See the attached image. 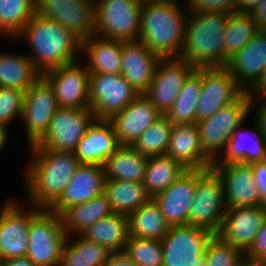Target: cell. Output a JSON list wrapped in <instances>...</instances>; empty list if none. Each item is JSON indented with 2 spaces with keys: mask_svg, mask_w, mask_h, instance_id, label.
<instances>
[{
  "mask_svg": "<svg viewBox=\"0 0 266 266\" xmlns=\"http://www.w3.org/2000/svg\"><path fill=\"white\" fill-rule=\"evenodd\" d=\"M32 162L24 170L29 205L49 209L63 194L80 165L74 152L29 148Z\"/></svg>",
  "mask_w": 266,
  "mask_h": 266,
  "instance_id": "6da1fadb",
  "label": "cell"
},
{
  "mask_svg": "<svg viewBox=\"0 0 266 266\" xmlns=\"http://www.w3.org/2000/svg\"><path fill=\"white\" fill-rule=\"evenodd\" d=\"M181 6L177 0L143 1L138 40L161 59L181 55L188 16Z\"/></svg>",
  "mask_w": 266,
  "mask_h": 266,
  "instance_id": "7a4b0ae2",
  "label": "cell"
},
{
  "mask_svg": "<svg viewBox=\"0 0 266 266\" xmlns=\"http://www.w3.org/2000/svg\"><path fill=\"white\" fill-rule=\"evenodd\" d=\"M19 38L25 39L31 46L32 54L28 56L42 74L76 62L81 52V41L66 27L37 13L16 37Z\"/></svg>",
  "mask_w": 266,
  "mask_h": 266,
  "instance_id": "3957f363",
  "label": "cell"
},
{
  "mask_svg": "<svg viewBox=\"0 0 266 266\" xmlns=\"http://www.w3.org/2000/svg\"><path fill=\"white\" fill-rule=\"evenodd\" d=\"M229 13H190L180 60L197 68L224 67V35Z\"/></svg>",
  "mask_w": 266,
  "mask_h": 266,
  "instance_id": "277c9868",
  "label": "cell"
},
{
  "mask_svg": "<svg viewBox=\"0 0 266 266\" xmlns=\"http://www.w3.org/2000/svg\"><path fill=\"white\" fill-rule=\"evenodd\" d=\"M251 100L244 92L237 100L224 106L211 117L196 122L204 152L215 162L225 151L236 129L251 113Z\"/></svg>",
  "mask_w": 266,
  "mask_h": 266,
  "instance_id": "5b68a950",
  "label": "cell"
},
{
  "mask_svg": "<svg viewBox=\"0 0 266 266\" xmlns=\"http://www.w3.org/2000/svg\"><path fill=\"white\" fill-rule=\"evenodd\" d=\"M144 0H94L95 35L123 42L138 41Z\"/></svg>",
  "mask_w": 266,
  "mask_h": 266,
  "instance_id": "8992f818",
  "label": "cell"
},
{
  "mask_svg": "<svg viewBox=\"0 0 266 266\" xmlns=\"http://www.w3.org/2000/svg\"><path fill=\"white\" fill-rule=\"evenodd\" d=\"M226 210L223 183L218 174L212 168L197 169V186L189 209L188 225L217 235Z\"/></svg>",
  "mask_w": 266,
  "mask_h": 266,
  "instance_id": "52a82bcc",
  "label": "cell"
},
{
  "mask_svg": "<svg viewBox=\"0 0 266 266\" xmlns=\"http://www.w3.org/2000/svg\"><path fill=\"white\" fill-rule=\"evenodd\" d=\"M66 238L60 216L42 208L31 219L26 257L35 266H60Z\"/></svg>",
  "mask_w": 266,
  "mask_h": 266,
  "instance_id": "ba28073f",
  "label": "cell"
},
{
  "mask_svg": "<svg viewBox=\"0 0 266 266\" xmlns=\"http://www.w3.org/2000/svg\"><path fill=\"white\" fill-rule=\"evenodd\" d=\"M214 235L192 225L170 226L161 240L162 266H208L205 251Z\"/></svg>",
  "mask_w": 266,
  "mask_h": 266,
  "instance_id": "9c48e42d",
  "label": "cell"
},
{
  "mask_svg": "<svg viewBox=\"0 0 266 266\" xmlns=\"http://www.w3.org/2000/svg\"><path fill=\"white\" fill-rule=\"evenodd\" d=\"M95 118L90 107L79 109L59 107L50 120L45 134L29 148L75 152L79 141Z\"/></svg>",
  "mask_w": 266,
  "mask_h": 266,
  "instance_id": "30bf717a",
  "label": "cell"
},
{
  "mask_svg": "<svg viewBox=\"0 0 266 266\" xmlns=\"http://www.w3.org/2000/svg\"><path fill=\"white\" fill-rule=\"evenodd\" d=\"M139 94L121 73L89 76V104L97 119L109 120Z\"/></svg>",
  "mask_w": 266,
  "mask_h": 266,
  "instance_id": "8fae6325",
  "label": "cell"
},
{
  "mask_svg": "<svg viewBox=\"0 0 266 266\" xmlns=\"http://www.w3.org/2000/svg\"><path fill=\"white\" fill-rule=\"evenodd\" d=\"M36 13L57 21L81 42L95 35L94 0H36Z\"/></svg>",
  "mask_w": 266,
  "mask_h": 266,
  "instance_id": "7c38bea8",
  "label": "cell"
},
{
  "mask_svg": "<svg viewBox=\"0 0 266 266\" xmlns=\"http://www.w3.org/2000/svg\"><path fill=\"white\" fill-rule=\"evenodd\" d=\"M58 109L53 87L43 76L26 90L21 121L26 129L29 146L45 134Z\"/></svg>",
  "mask_w": 266,
  "mask_h": 266,
  "instance_id": "4fadbf2b",
  "label": "cell"
},
{
  "mask_svg": "<svg viewBox=\"0 0 266 266\" xmlns=\"http://www.w3.org/2000/svg\"><path fill=\"white\" fill-rule=\"evenodd\" d=\"M15 201L11 199L5 202L0 209V258L2 260L26 256L31 219L42 209L31 205V210L26 211Z\"/></svg>",
  "mask_w": 266,
  "mask_h": 266,
  "instance_id": "5bb4252c",
  "label": "cell"
},
{
  "mask_svg": "<svg viewBox=\"0 0 266 266\" xmlns=\"http://www.w3.org/2000/svg\"><path fill=\"white\" fill-rule=\"evenodd\" d=\"M244 92L226 67L202 68V89L197 103L196 122L211 117Z\"/></svg>",
  "mask_w": 266,
  "mask_h": 266,
  "instance_id": "9a60e30c",
  "label": "cell"
},
{
  "mask_svg": "<svg viewBox=\"0 0 266 266\" xmlns=\"http://www.w3.org/2000/svg\"><path fill=\"white\" fill-rule=\"evenodd\" d=\"M42 76L53 87L59 107L89 108V76L78 61L47 70Z\"/></svg>",
  "mask_w": 266,
  "mask_h": 266,
  "instance_id": "2e32d148",
  "label": "cell"
},
{
  "mask_svg": "<svg viewBox=\"0 0 266 266\" xmlns=\"http://www.w3.org/2000/svg\"><path fill=\"white\" fill-rule=\"evenodd\" d=\"M212 169L223 183L227 208L262 205L251 165L230 162L213 164Z\"/></svg>",
  "mask_w": 266,
  "mask_h": 266,
  "instance_id": "e0dca14e",
  "label": "cell"
},
{
  "mask_svg": "<svg viewBox=\"0 0 266 266\" xmlns=\"http://www.w3.org/2000/svg\"><path fill=\"white\" fill-rule=\"evenodd\" d=\"M195 70L180 59H161L154 78L144 93L150 102L163 114L172 107L185 80Z\"/></svg>",
  "mask_w": 266,
  "mask_h": 266,
  "instance_id": "ac0fdd59",
  "label": "cell"
},
{
  "mask_svg": "<svg viewBox=\"0 0 266 266\" xmlns=\"http://www.w3.org/2000/svg\"><path fill=\"white\" fill-rule=\"evenodd\" d=\"M266 220V205L227 208L218 236L246 254Z\"/></svg>",
  "mask_w": 266,
  "mask_h": 266,
  "instance_id": "d6986e66",
  "label": "cell"
},
{
  "mask_svg": "<svg viewBox=\"0 0 266 266\" xmlns=\"http://www.w3.org/2000/svg\"><path fill=\"white\" fill-rule=\"evenodd\" d=\"M163 114L140 93L122 111L109 119L120 146H132L138 137Z\"/></svg>",
  "mask_w": 266,
  "mask_h": 266,
  "instance_id": "ffe728a7",
  "label": "cell"
},
{
  "mask_svg": "<svg viewBox=\"0 0 266 266\" xmlns=\"http://www.w3.org/2000/svg\"><path fill=\"white\" fill-rule=\"evenodd\" d=\"M197 186V169H187L153 199L170 226L188 225L190 205Z\"/></svg>",
  "mask_w": 266,
  "mask_h": 266,
  "instance_id": "44dd1931",
  "label": "cell"
},
{
  "mask_svg": "<svg viewBox=\"0 0 266 266\" xmlns=\"http://www.w3.org/2000/svg\"><path fill=\"white\" fill-rule=\"evenodd\" d=\"M239 86L248 92L266 69V29H260L226 65Z\"/></svg>",
  "mask_w": 266,
  "mask_h": 266,
  "instance_id": "7402d4cb",
  "label": "cell"
},
{
  "mask_svg": "<svg viewBox=\"0 0 266 266\" xmlns=\"http://www.w3.org/2000/svg\"><path fill=\"white\" fill-rule=\"evenodd\" d=\"M105 181L102 165L80 164L63 194L49 209L60 215L71 206L91 200L104 193Z\"/></svg>",
  "mask_w": 266,
  "mask_h": 266,
  "instance_id": "603a6c76",
  "label": "cell"
},
{
  "mask_svg": "<svg viewBox=\"0 0 266 266\" xmlns=\"http://www.w3.org/2000/svg\"><path fill=\"white\" fill-rule=\"evenodd\" d=\"M166 155L187 169H211L214 162L204 152L196 123L173 124Z\"/></svg>",
  "mask_w": 266,
  "mask_h": 266,
  "instance_id": "cb8c5ba5",
  "label": "cell"
},
{
  "mask_svg": "<svg viewBox=\"0 0 266 266\" xmlns=\"http://www.w3.org/2000/svg\"><path fill=\"white\" fill-rule=\"evenodd\" d=\"M160 61L143 42L122 41L121 74L139 93L148 90Z\"/></svg>",
  "mask_w": 266,
  "mask_h": 266,
  "instance_id": "d4e9b609",
  "label": "cell"
},
{
  "mask_svg": "<svg viewBox=\"0 0 266 266\" xmlns=\"http://www.w3.org/2000/svg\"><path fill=\"white\" fill-rule=\"evenodd\" d=\"M120 146L109 120L95 118L75 150L80 164L104 165Z\"/></svg>",
  "mask_w": 266,
  "mask_h": 266,
  "instance_id": "484cf974",
  "label": "cell"
},
{
  "mask_svg": "<svg viewBox=\"0 0 266 266\" xmlns=\"http://www.w3.org/2000/svg\"><path fill=\"white\" fill-rule=\"evenodd\" d=\"M253 129H245L240 125L228 141L223 154L213 164L240 162L253 164L266 160V142L261 135L258 126L252 124Z\"/></svg>",
  "mask_w": 266,
  "mask_h": 266,
  "instance_id": "4316f807",
  "label": "cell"
},
{
  "mask_svg": "<svg viewBox=\"0 0 266 266\" xmlns=\"http://www.w3.org/2000/svg\"><path fill=\"white\" fill-rule=\"evenodd\" d=\"M83 51V52H82ZM81 52L90 74H119L122 69V41L93 35L81 42Z\"/></svg>",
  "mask_w": 266,
  "mask_h": 266,
  "instance_id": "83f0119b",
  "label": "cell"
},
{
  "mask_svg": "<svg viewBox=\"0 0 266 266\" xmlns=\"http://www.w3.org/2000/svg\"><path fill=\"white\" fill-rule=\"evenodd\" d=\"M112 213L110 202L107 196L102 193L87 202L65 209L59 216L67 236L75 237V235L82 234L84 230L98 220Z\"/></svg>",
  "mask_w": 266,
  "mask_h": 266,
  "instance_id": "f1b7e54d",
  "label": "cell"
},
{
  "mask_svg": "<svg viewBox=\"0 0 266 266\" xmlns=\"http://www.w3.org/2000/svg\"><path fill=\"white\" fill-rule=\"evenodd\" d=\"M42 73L34 66L25 53H6L0 51V87L26 91Z\"/></svg>",
  "mask_w": 266,
  "mask_h": 266,
  "instance_id": "f546056e",
  "label": "cell"
},
{
  "mask_svg": "<svg viewBox=\"0 0 266 266\" xmlns=\"http://www.w3.org/2000/svg\"><path fill=\"white\" fill-rule=\"evenodd\" d=\"M147 162L148 157L132 146H119L103 165L105 179L143 182Z\"/></svg>",
  "mask_w": 266,
  "mask_h": 266,
  "instance_id": "4dcf8cb0",
  "label": "cell"
},
{
  "mask_svg": "<svg viewBox=\"0 0 266 266\" xmlns=\"http://www.w3.org/2000/svg\"><path fill=\"white\" fill-rule=\"evenodd\" d=\"M81 235L110 252L124 251L129 237L128 216L112 213L92 224Z\"/></svg>",
  "mask_w": 266,
  "mask_h": 266,
  "instance_id": "1f68e13d",
  "label": "cell"
},
{
  "mask_svg": "<svg viewBox=\"0 0 266 266\" xmlns=\"http://www.w3.org/2000/svg\"><path fill=\"white\" fill-rule=\"evenodd\" d=\"M104 194L110 202L113 213L126 216L151 199L143 182L106 180Z\"/></svg>",
  "mask_w": 266,
  "mask_h": 266,
  "instance_id": "d6a6232c",
  "label": "cell"
},
{
  "mask_svg": "<svg viewBox=\"0 0 266 266\" xmlns=\"http://www.w3.org/2000/svg\"><path fill=\"white\" fill-rule=\"evenodd\" d=\"M128 226L129 236L156 240H162L170 228L153 198L128 216Z\"/></svg>",
  "mask_w": 266,
  "mask_h": 266,
  "instance_id": "836d02e7",
  "label": "cell"
},
{
  "mask_svg": "<svg viewBox=\"0 0 266 266\" xmlns=\"http://www.w3.org/2000/svg\"><path fill=\"white\" fill-rule=\"evenodd\" d=\"M67 236L62 250L60 266H104L111 252L81 234Z\"/></svg>",
  "mask_w": 266,
  "mask_h": 266,
  "instance_id": "e575fe53",
  "label": "cell"
},
{
  "mask_svg": "<svg viewBox=\"0 0 266 266\" xmlns=\"http://www.w3.org/2000/svg\"><path fill=\"white\" fill-rule=\"evenodd\" d=\"M202 68L195 69L185 80L172 107L165 116L173 124L196 123L197 103L201 96Z\"/></svg>",
  "mask_w": 266,
  "mask_h": 266,
  "instance_id": "d590c367",
  "label": "cell"
},
{
  "mask_svg": "<svg viewBox=\"0 0 266 266\" xmlns=\"http://www.w3.org/2000/svg\"><path fill=\"white\" fill-rule=\"evenodd\" d=\"M187 170L167 155L149 157L143 185L151 198L167 189Z\"/></svg>",
  "mask_w": 266,
  "mask_h": 266,
  "instance_id": "8d00e7d4",
  "label": "cell"
},
{
  "mask_svg": "<svg viewBox=\"0 0 266 266\" xmlns=\"http://www.w3.org/2000/svg\"><path fill=\"white\" fill-rule=\"evenodd\" d=\"M259 30L252 14L235 12L229 15L223 40L224 67L228 60L243 49Z\"/></svg>",
  "mask_w": 266,
  "mask_h": 266,
  "instance_id": "74e56055",
  "label": "cell"
},
{
  "mask_svg": "<svg viewBox=\"0 0 266 266\" xmlns=\"http://www.w3.org/2000/svg\"><path fill=\"white\" fill-rule=\"evenodd\" d=\"M36 14V0H0V35L11 40Z\"/></svg>",
  "mask_w": 266,
  "mask_h": 266,
  "instance_id": "f35d334b",
  "label": "cell"
},
{
  "mask_svg": "<svg viewBox=\"0 0 266 266\" xmlns=\"http://www.w3.org/2000/svg\"><path fill=\"white\" fill-rule=\"evenodd\" d=\"M172 126L173 123L162 115L138 137L132 147L148 158L166 155Z\"/></svg>",
  "mask_w": 266,
  "mask_h": 266,
  "instance_id": "ab89813d",
  "label": "cell"
},
{
  "mask_svg": "<svg viewBox=\"0 0 266 266\" xmlns=\"http://www.w3.org/2000/svg\"><path fill=\"white\" fill-rule=\"evenodd\" d=\"M124 252L139 266L163 265L161 240L129 236Z\"/></svg>",
  "mask_w": 266,
  "mask_h": 266,
  "instance_id": "60d3db41",
  "label": "cell"
},
{
  "mask_svg": "<svg viewBox=\"0 0 266 266\" xmlns=\"http://www.w3.org/2000/svg\"><path fill=\"white\" fill-rule=\"evenodd\" d=\"M205 256L208 266H241L246 260L241 250L224 242L218 235L209 241Z\"/></svg>",
  "mask_w": 266,
  "mask_h": 266,
  "instance_id": "b9f144b4",
  "label": "cell"
},
{
  "mask_svg": "<svg viewBox=\"0 0 266 266\" xmlns=\"http://www.w3.org/2000/svg\"><path fill=\"white\" fill-rule=\"evenodd\" d=\"M26 91L0 87V123L8 126L16 118L21 119Z\"/></svg>",
  "mask_w": 266,
  "mask_h": 266,
  "instance_id": "7bdbcfd3",
  "label": "cell"
},
{
  "mask_svg": "<svg viewBox=\"0 0 266 266\" xmlns=\"http://www.w3.org/2000/svg\"><path fill=\"white\" fill-rule=\"evenodd\" d=\"M187 2L190 13H204V12H224L235 13L237 0H185Z\"/></svg>",
  "mask_w": 266,
  "mask_h": 266,
  "instance_id": "ee69618b",
  "label": "cell"
},
{
  "mask_svg": "<svg viewBox=\"0 0 266 266\" xmlns=\"http://www.w3.org/2000/svg\"><path fill=\"white\" fill-rule=\"evenodd\" d=\"M245 259L251 262H262L266 260V220L257 233L253 246L245 254Z\"/></svg>",
  "mask_w": 266,
  "mask_h": 266,
  "instance_id": "f6af8a7d",
  "label": "cell"
},
{
  "mask_svg": "<svg viewBox=\"0 0 266 266\" xmlns=\"http://www.w3.org/2000/svg\"><path fill=\"white\" fill-rule=\"evenodd\" d=\"M262 205H266V160L251 164Z\"/></svg>",
  "mask_w": 266,
  "mask_h": 266,
  "instance_id": "bcb514c9",
  "label": "cell"
},
{
  "mask_svg": "<svg viewBox=\"0 0 266 266\" xmlns=\"http://www.w3.org/2000/svg\"><path fill=\"white\" fill-rule=\"evenodd\" d=\"M260 101V103H259ZM259 104L257 107V111L256 114H254V121L256 122L258 129L261 133V135L263 136L265 142H266V100H258L256 101H251V109L253 110V106L255 104Z\"/></svg>",
  "mask_w": 266,
  "mask_h": 266,
  "instance_id": "7dc6e473",
  "label": "cell"
},
{
  "mask_svg": "<svg viewBox=\"0 0 266 266\" xmlns=\"http://www.w3.org/2000/svg\"><path fill=\"white\" fill-rule=\"evenodd\" d=\"M104 266H139L124 251L111 252Z\"/></svg>",
  "mask_w": 266,
  "mask_h": 266,
  "instance_id": "c3c4849f",
  "label": "cell"
},
{
  "mask_svg": "<svg viewBox=\"0 0 266 266\" xmlns=\"http://www.w3.org/2000/svg\"><path fill=\"white\" fill-rule=\"evenodd\" d=\"M248 95L251 101L266 100V69L260 79L248 91Z\"/></svg>",
  "mask_w": 266,
  "mask_h": 266,
  "instance_id": "681fc988",
  "label": "cell"
},
{
  "mask_svg": "<svg viewBox=\"0 0 266 266\" xmlns=\"http://www.w3.org/2000/svg\"><path fill=\"white\" fill-rule=\"evenodd\" d=\"M260 29H266V0H261L252 13Z\"/></svg>",
  "mask_w": 266,
  "mask_h": 266,
  "instance_id": "f907efd6",
  "label": "cell"
},
{
  "mask_svg": "<svg viewBox=\"0 0 266 266\" xmlns=\"http://www.w3.org/2000/svg\"><path fill=\"white\" fill-rule=\"evenodd\" d=\"M261 0H237L236 12L252 14Z\"/></svg>",
  "mask_w": 266,
  "mask_h": 266,
  "instance_id": "816d5d0a",
  "label": "cell"
},
{
  "mask_svg": "<svg viewBox=\"0 0 266 266\" xmlns=\"http://www.w3.org/2000/svg\"><path fill=\"white\" fill-rule=\"evenodd\" d=\"M1 266H35L26 256L1 261Z\"/></svg>",
  "mask_w": 266,
  "mask_h": 266,
  "instance_id": "f5cc1de1",
  "label": "cell"
},
{
  "mask_svg": "<svg viewBox=\"0 0 266 266\" xmlns=\"http://www.w3.org/2000/svg\"><path fill=\"white\" fill-rule=\"evenodd\" d=\"M8 127L0 123V152L4 149L8 141Z\"/></svg>",
  "mask_w": 266,
  "mask_h": 266,
  "instance_id": "db71d44e",
  "label": "cell"
},
{
  "mask_svg": "<svg viewBox=\"0 0 266 266\" xmlns=\"http://www.w3.org/2000/svg\"><path fill=\"white\" fill-rule=\"evenodd\" d=\"M241 266H262L259 262H251L248 260H245Z\"/></svg>",
  "mask_w": 266,
  "mask_h": 266,
  "instance_id": "11a10c76",
  "label": "cell"
},
{
  "mask_svg": "<svg viewBox=\"0 0 266 266\" xmlns=\"http://www.w3.org/2000/svg\"><path fill=\"white\" fill-rule=\"evenodd\" d=\"M262 266H266V260L259 262Z\"/></svg>",
  "mask_w": 266,
  "mask_h": 266,
  "instance_id": "9f6ffc18",
  "label": "cell"
}]
</instances>
